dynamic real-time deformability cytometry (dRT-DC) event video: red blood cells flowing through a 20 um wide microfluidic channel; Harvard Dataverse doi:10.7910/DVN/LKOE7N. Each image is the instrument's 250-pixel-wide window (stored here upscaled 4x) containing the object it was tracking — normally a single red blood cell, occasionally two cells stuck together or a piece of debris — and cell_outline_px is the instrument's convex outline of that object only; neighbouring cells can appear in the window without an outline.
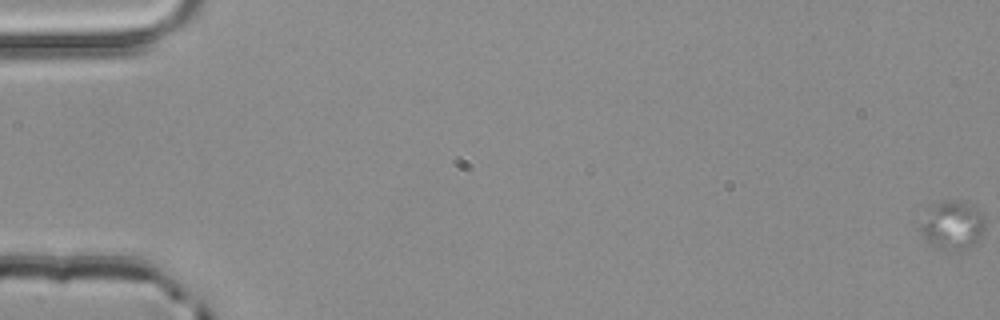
{"species": "common noctule bat (a hibernating species)", "species_latin": "Nyctalus noctula", "temperature_condition": "room temperature", "stored_images_in_passage": 5, "camera_frame_rate_fps": 3000, "um_per_image_px": 0.085, "animal": {"sex": "male", "body_mass_g": 20.4}, "frame": {"image": 1, "passage_image": 1, "time_ms": 0.0, "image_size_px": [1000, 320], "cell_outline_px": [[984, 232], [980, 240], [972, 244], [960, 248], [940, 248], [932, 244], [920, 232], [920, 228], [936, 204], [944, 200], [968, 200], [984, 216]], "centroid_in_image_um": [81.06, 19.09], "position_along_channel_um": 3.9, "area_um2": 17.46}}
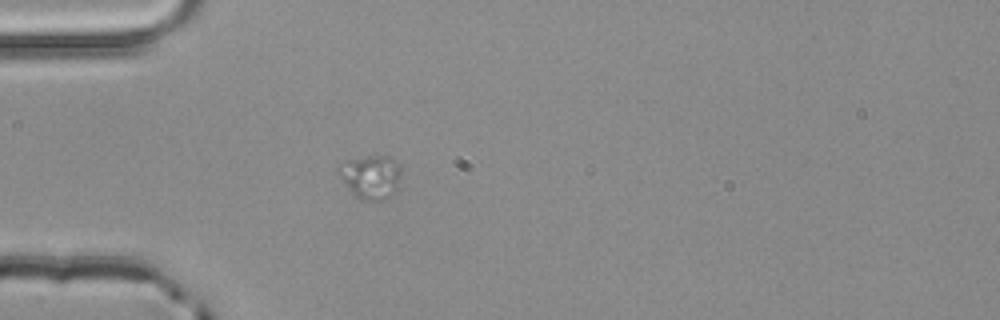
{"frame": {"image": 2, "passage_image": 5, "time_ms": 1.333, "image_size_px": [1000, 320], "cell_outline_px": [[400, 172], [396, 188], [380, 204], [360, 200], [352, 196], [336, 172], [336, 168], [344, 160], [368, 156], [388, 156], [400, 164]], "centroid_in_image_um": [31.44, 15.07], "position_along_channel_um": 53.6, "area_um2": 16.47}}